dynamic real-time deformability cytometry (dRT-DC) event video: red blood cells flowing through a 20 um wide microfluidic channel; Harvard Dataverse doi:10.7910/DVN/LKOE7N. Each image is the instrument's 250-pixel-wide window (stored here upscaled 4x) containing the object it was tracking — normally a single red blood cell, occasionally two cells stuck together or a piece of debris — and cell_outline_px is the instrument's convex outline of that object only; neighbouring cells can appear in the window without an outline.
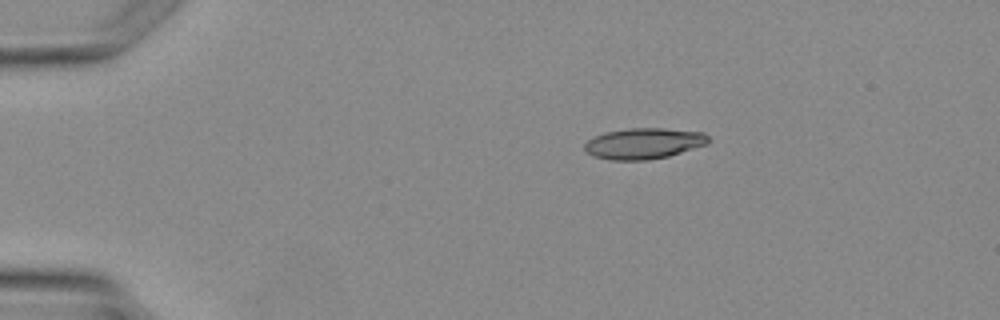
{"species": "Egyptian fruit bat (a non-hibernating species)", "species_latin": "Rousettus aegyptiacus", "temperature_condition": "warm", "stored_images_in_passage": 4, "segment_of_instrument_passage": [1, 2], "camera_frame_rate_fps": 3000, "um_per_image_px": 0.085, "animal": {"sex": "female"}, "frame": {"image": 1, "passage_image": 2, "time_ms": 1.333, "image_size_px": [1000, 320], "cell_outline_px": [[712, 140], [708, 144], [668, 156], [648, 160], [608, 160], [592, 156], [584, 148], [584, 144], [588, 140], [604, 132], [628, 128], [664, 128], [704, 132]], "centroid_in_image_um": [54.74, 12.19], "position_along_channel_um": 30.3, "area_um2": 22.48}}